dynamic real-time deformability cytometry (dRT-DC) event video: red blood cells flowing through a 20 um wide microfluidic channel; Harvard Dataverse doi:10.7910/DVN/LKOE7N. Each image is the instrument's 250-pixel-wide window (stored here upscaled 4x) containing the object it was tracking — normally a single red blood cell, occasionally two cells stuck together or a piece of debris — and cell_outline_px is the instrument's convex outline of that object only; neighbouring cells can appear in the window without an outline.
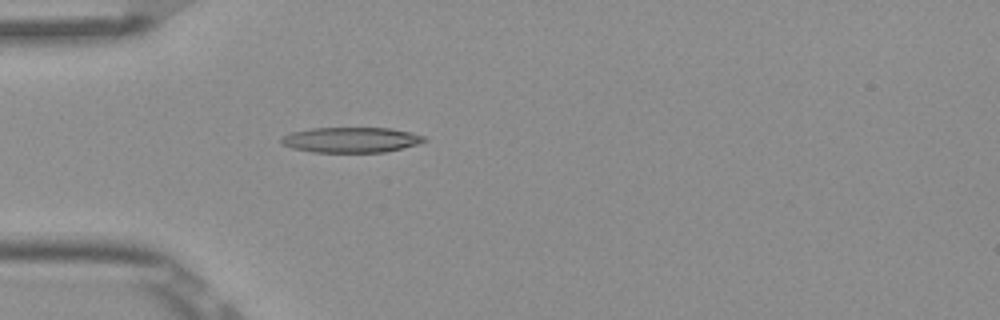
{"species": "Egyptian fruit bat (a non-hibernating species)", "species_latin": "Rousettus aegyptiacus", "temperature_condition": "room temperature", "stored_images_in_passage": 1, "camera_frame_rate_fps": 3000, "um_per_image_px": 0.085, "frame": {"image": 1, "passage_image": 1, "time_ms": 0.0, "image_size_px": [1000, 320], "cell_outline_px": [[428, 140], [416, 144], [384, 152], [312, 152], [292, 148], [280, 144], [280, 136], [292, 132], [312, 128], [392, 128], [424, 136]], "centroid_in_image_um": [29.77, 11.88], "position_along_channel_um": 55.2, "area_um2": 21.04}}